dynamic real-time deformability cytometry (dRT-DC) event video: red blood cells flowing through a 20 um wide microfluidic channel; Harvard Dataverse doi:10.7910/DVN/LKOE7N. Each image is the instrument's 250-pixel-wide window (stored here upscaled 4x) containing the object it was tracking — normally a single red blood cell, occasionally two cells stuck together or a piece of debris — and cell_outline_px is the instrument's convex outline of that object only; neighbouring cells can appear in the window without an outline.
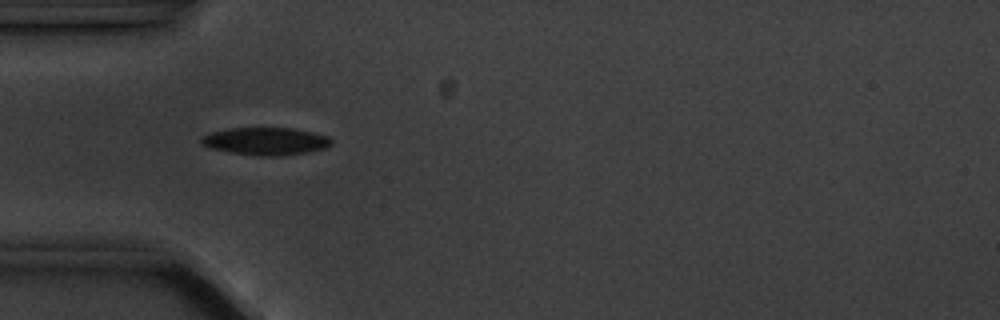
{"species": "common noctule bat (a hibernating species)", "species_latin": "Nyctalus noctula", "temperature_condition": "cold", "stored_images_in_passage": 9, "camera_frame_rate_fps": 3000, "um_per_image_px": 0.085, "animal": {"sex": "male", "body_mass_g": 20.1, "forearm_length_mm": 53.5}, "frame": {"image": 1, "passage_image": 3, "time_ms": 2.0, "image_size_px": [1000, 320], "cell_outline_px": [[332, 144], [324, 148], [304, 152], [276, 156], [260, 156], [228, 152], [212, 148], [200, 144], [200, 136], [212, 132], [228, 128], [292, 128], [312, 132], [328, 136], [332, 140]], "centroid_in_image_um": [22.54, 11.99], "position_along_channel_um": 62.5, "area_um2": 20.81}}